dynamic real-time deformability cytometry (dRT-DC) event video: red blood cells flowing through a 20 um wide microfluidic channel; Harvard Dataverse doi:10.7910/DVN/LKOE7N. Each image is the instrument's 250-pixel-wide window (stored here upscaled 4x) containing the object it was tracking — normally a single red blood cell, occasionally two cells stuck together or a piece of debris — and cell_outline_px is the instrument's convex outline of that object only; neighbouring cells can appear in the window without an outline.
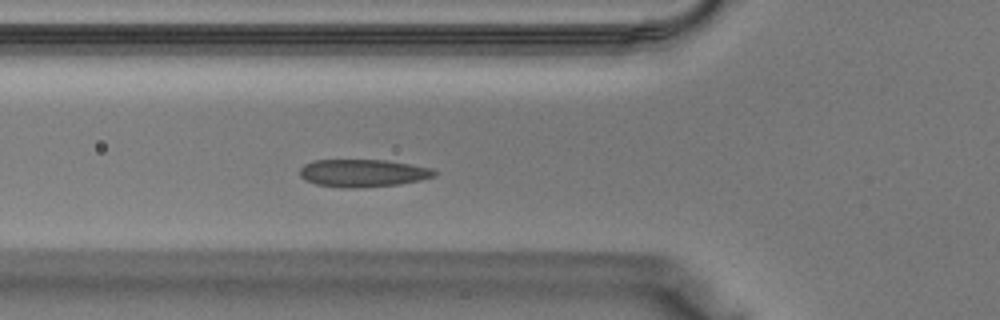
{"species": "Egyptian fruit bat (a non-hibernating species)", "species_latin": "Rousettus aegyptiacus", "temperature_condition": "warm", "stored_images_in_passage": 30, "camera_frame_rate_fps": 3000, "um_per_image_px": 0.085, "animal": {"sex": "male"}, "frame": {"image": 1, "passage_image": 4, "time_ms": 1.0, "image_size_px": [1000, 320], "cell_outline_px": [[436, 176], [420, 180], [400, 184], [356, 188], [344, 188], [316, 184], [304, 180], [300, 176], [300, 168], [304, 164], [312, 160], [388, 160], [432, 168], [436, 172]], "centroid_in_image_um": [30.83, 14.71], "position_along_channel_um": 95.0, "area_um2": 21.79}}
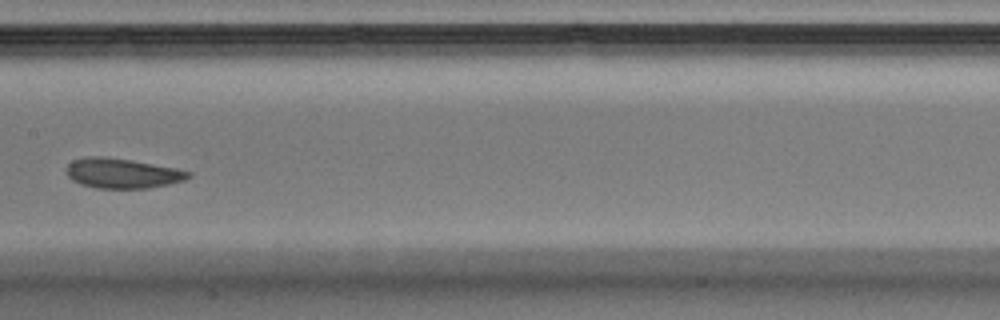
{"frame": {"image": 2, "passage_image": 10, "time_ms": 3.0, "image_size_px": [1000, 320], "cell_outline_px": [[192, 176], [184, 180], [168, 184], [148, 188], [96, 188], [80, 184], [72, 180], [68, 176], [64, 168], [72, 160], [88, 156], [104, 156], [132, 160], [176, 168], [192, 172]], "centroid_in_image_um": [10.37, 14.72], "position_along_channel_um": 197.0, "area_um2": 21.44}}
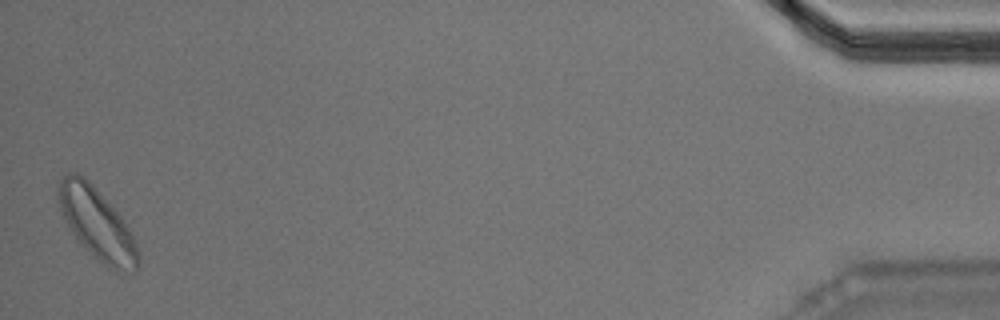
{"frame": {"image": 3, "passage_image": 29, "time_ms": 9.333, "image_size_px": [1000, 320], "cell_outline_px": [[140, 264], [132, 272], [116, 272], [108, 268], [84, 248], [68, 224], [60, 208], [60, 180], [68, 172], [76, 172], [84, 176], [92, 184], [120, 216], [132, 236], [136, 244], [140, 256]], "centroid_in_image_um": [8.28, 19.07], "position_along_channel_um": 426.9, "area_um2": 32.25}}